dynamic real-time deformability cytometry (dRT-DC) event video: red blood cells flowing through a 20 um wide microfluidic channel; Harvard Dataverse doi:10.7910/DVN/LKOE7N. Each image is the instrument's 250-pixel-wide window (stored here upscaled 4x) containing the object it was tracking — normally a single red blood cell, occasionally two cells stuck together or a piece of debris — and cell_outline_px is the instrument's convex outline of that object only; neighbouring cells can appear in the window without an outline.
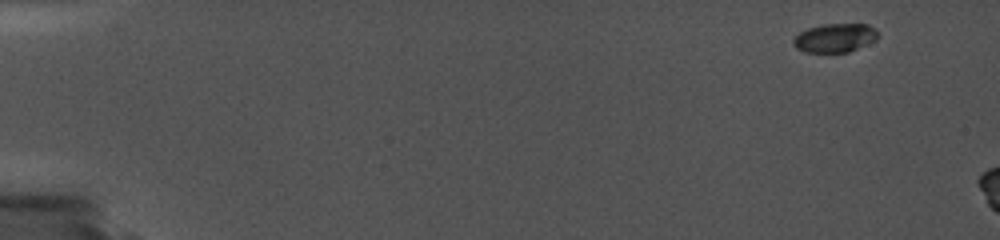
{"species": "common noctule bat (a hibernating species)", "species_latin": "Nyctalus noctula", "temperature_condition": "cold", "stored_images_in_passage": 4, "camera_frame_rate_fps": 5000, "um_per_image_px": 0.085, "animal": {"sex": "female", "body_mass_g": 19.0, "forearm_length_mm": 56.7}, "frame": {"image": 1, "passage_image": 1, "time_ms": 0.0, "image_size_px": [1000, 240], "cell_outline_px": [[876, 40], [848, 52], [804, 52], [796, 48], [792, 44], [792, 40], [800, 32], [808, 28], [824, 24], [868, 24], [876, 32]], "centroid_in_image_um": [70.92, 3.23], "position_along_channel_um": 14.1, "area_um2": 13.99}}